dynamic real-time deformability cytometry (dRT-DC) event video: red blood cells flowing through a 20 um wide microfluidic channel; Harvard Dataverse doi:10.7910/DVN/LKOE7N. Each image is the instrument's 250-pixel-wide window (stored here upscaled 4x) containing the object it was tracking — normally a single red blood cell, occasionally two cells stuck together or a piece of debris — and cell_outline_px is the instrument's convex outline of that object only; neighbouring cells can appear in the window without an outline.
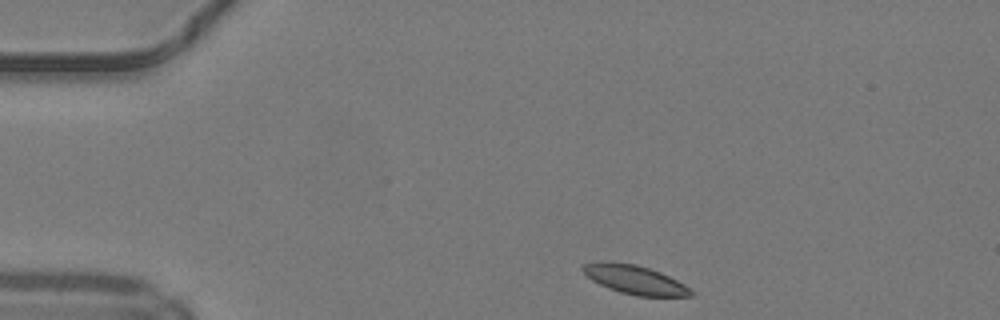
{"species": "common noctule bat (a hibernating species)", "species_latin": "Nyctalus noctula", "temperature_condition": "warm", "stored_images_in_passage": 41, "camera_frame_rate_fps": 3000, "um_per_image_px": 0.085, "animal": {"sex": "male", "body_mass_g": 19.2, "forearm_length_mm": 51.8}, "frame": {"image": 1, "passage_image": 1, "time_ms": 0.0, "image_size_px": [1000, 320], "cell_outline_px": [[692, 296], [636, 296], [620, 292], [608, 288], [592, 280], [580, 268], [580, 264], [600, 260], [604, 260], [636, 264], [660, 272], [684, 284], [692, 292]], "centroid_in_image_um": [53.88, 23.74], "position_along_channel_um": 31.1, "area_um2": 18.21}}
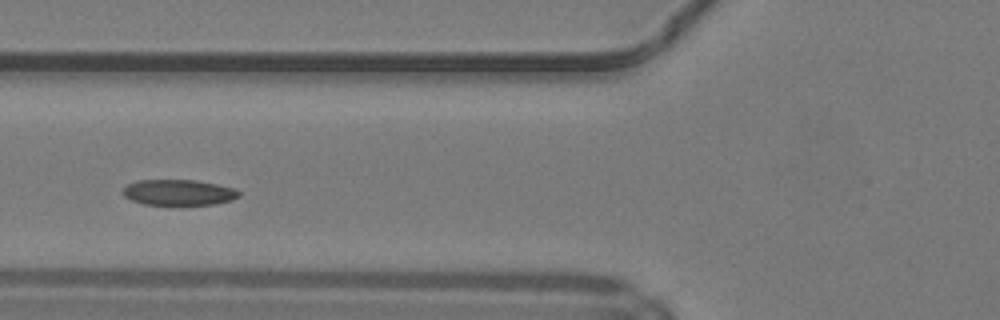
{"frame": {"image": 2, "passage_image": 11, "time_ms": 3.333, "image_size_px": [1000, 320], "cell_outline_px": [[240, 196], [232, 200], [216, 204], [180, 208], [144, 204], [132, 200], [124, 196], [124, 188], [128, 184], [136, 180], [196, 180], [216, 184], [232, 188], [240, 192]], "centroid_in_image_um": [15.2, 16.41], "position_along_channel_um": 110.6, "area_um2": 18.21}}
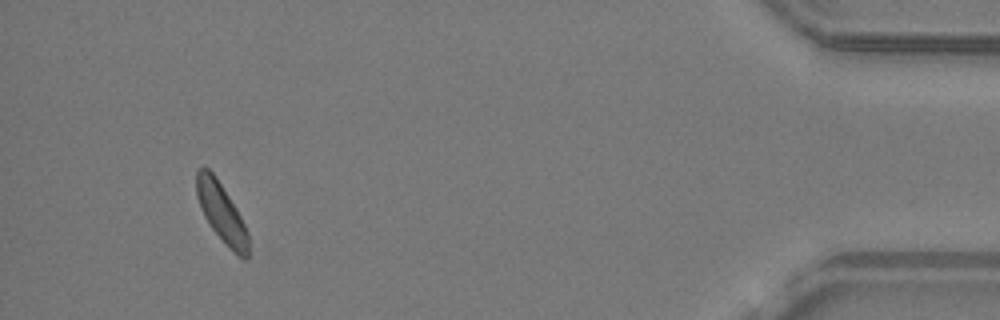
{"frame": {"image": 3, "passage_image": 38, "time_ms": 12.333, "image_size_px": [1000, 320], "cell_outline_px": [[248, 260], [244, 260], [212, 228], [204, 216], [200, 208], [196, 196], [196, 172], [204, 164], [216, 176], [236, 208], [248, 232]], "centroid_in_image_um": [18.79, 17.99], "position_along_channel_um": 416.4, "area_um2": 17.46}, "authors_computed_cell_mechanics": {"area_um2": 18.207, "velocity_mm_per_s": 4.1636, "shape_relaxation_time_tau1_ms": 6.2196, "shape_relaxation_time_tau2_ms": null, "deformation_change_tau1": 0.0869, "deformation_change_tau2": null}}